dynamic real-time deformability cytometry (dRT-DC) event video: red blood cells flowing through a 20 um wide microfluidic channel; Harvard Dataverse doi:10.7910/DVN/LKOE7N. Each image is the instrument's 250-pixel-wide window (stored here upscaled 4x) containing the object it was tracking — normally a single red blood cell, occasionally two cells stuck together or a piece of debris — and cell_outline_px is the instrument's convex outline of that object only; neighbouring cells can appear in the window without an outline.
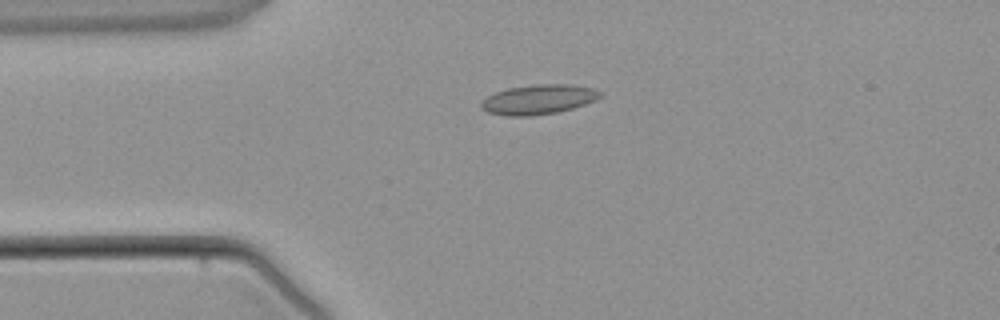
{"species": "common noctule bat (a hibernating species)", "species_latin": "Nyctalus noctula", "temperature_condition": "warm", "stored_images_in_passage": 4, "camera_frame_rate_fps": 3000, "um_per_image_px": 0.085, "animal": {"sex": "male", "body_mass_g": 21.5, "forearm_length_mm": 52.0}, "frame": {"image": 1, "passage_image": 3, "time_ms": 2.667, "image_size_px": [1000, 320], "cell_outline_px": [[604, 92], [596, 100], [572, 108], [556, 112], [532, 116], [504, 116], [488, 112], [480, 108], [480, 100], [496, 92], [508, 88], [536, 84], [572, 84], [592, 88]], "centroid_in_image_um": [45.75, 8.45], "position_along_channel_um": 39.3, "area_um2": 20.69}}